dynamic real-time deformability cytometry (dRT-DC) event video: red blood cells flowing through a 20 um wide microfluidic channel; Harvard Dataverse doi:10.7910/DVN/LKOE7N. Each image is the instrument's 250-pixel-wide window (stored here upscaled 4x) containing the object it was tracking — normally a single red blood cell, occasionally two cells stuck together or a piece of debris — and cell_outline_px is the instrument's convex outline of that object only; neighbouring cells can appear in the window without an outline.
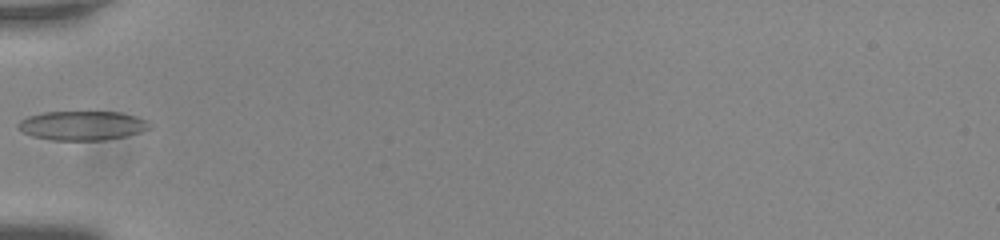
{"species": "common noctule bat (a hibernating species)", "species_latin": "Nyctalus noctula", "temperature_condition": "room temperature", "stored_images_in_passage": 33, "camera_frame_rate_fps": 3000, "um_per_image_px": 0.085, "animal": {"sex": "male", "body_mass_g": 20.0, "forearm_length_mm": 53.3}, "frame": {"image": 1, "passage_image": 1, "time_ms": 0.0, "image_size_px": [1000, 240], "cell_outline_px": [[152, 128], [140, 132], [124, 136], [104, 140], [52, 140], [32, 136], [24, 132], [16, 124], [20, 120], [28, 116], [44, 112], [120, 112], [136, 116], [144, 120]], "centroid_in_image_um": [6.97, 10.67], "position_along_channel_um": 78.0, "area_um2": 22.2}}
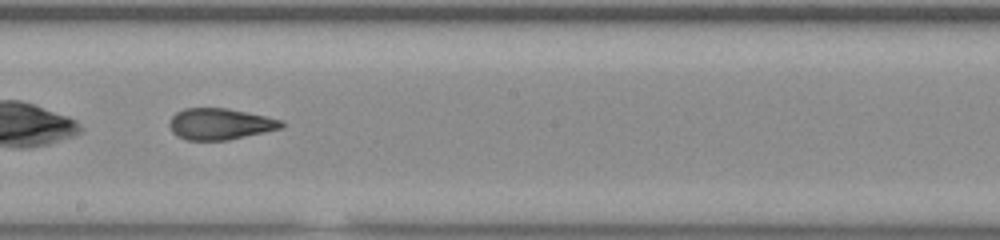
{"frame": {"image": 2, "passage_image": 13, "time_ms": 4.0, "image_size_px": [1000, 240], "cell_outline_px": [[284, 124], [280, 128], [264, 132], [228, 140], [184, 140], [176, 136], [172, 132], [168, 124], [172, 116], [176, 112], [184, 108], [224, 108], [284, 120]], "centroid_in_image_um": [18.65, 10.54], "position_along_channel_um": 229.6, "area_um2": 20.35}}
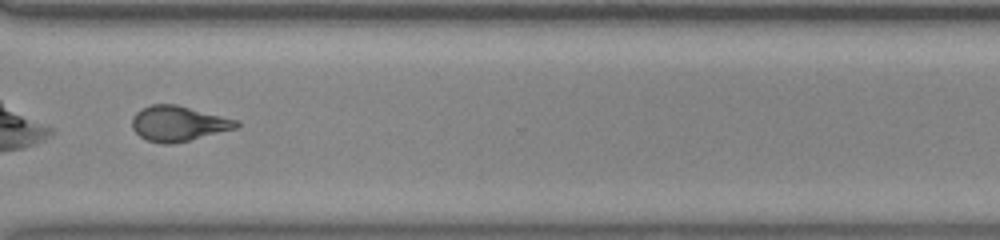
{"frame": {"image": 3, "passage_image": 23, "time_ms": 7.333, "image_size_px": [1000, 240], "cell_outline_px": [[240, 124], [236, 128], [172, 144], [164, 144], [148, 140], [140, 136], [132, 128], [132, 116], [136, 112], [152, 104], [176, 104], [240, 120]], "centroid_in_image_um": [15.17, 10.49], "position_along_channel_um": 355.4, "area_um2": 21.27}, "authors_computed_cell_mechanics": {"area_um2": 21.0392, "velocity_mm_per_s": 3.7778, "shape_relaxation_time_tau1_ms": null, "shape_relaxation_time_tau2_ms": 1.7241, "deformation_change_tau1": null, "deformation_change_tau2": 0.0862}}